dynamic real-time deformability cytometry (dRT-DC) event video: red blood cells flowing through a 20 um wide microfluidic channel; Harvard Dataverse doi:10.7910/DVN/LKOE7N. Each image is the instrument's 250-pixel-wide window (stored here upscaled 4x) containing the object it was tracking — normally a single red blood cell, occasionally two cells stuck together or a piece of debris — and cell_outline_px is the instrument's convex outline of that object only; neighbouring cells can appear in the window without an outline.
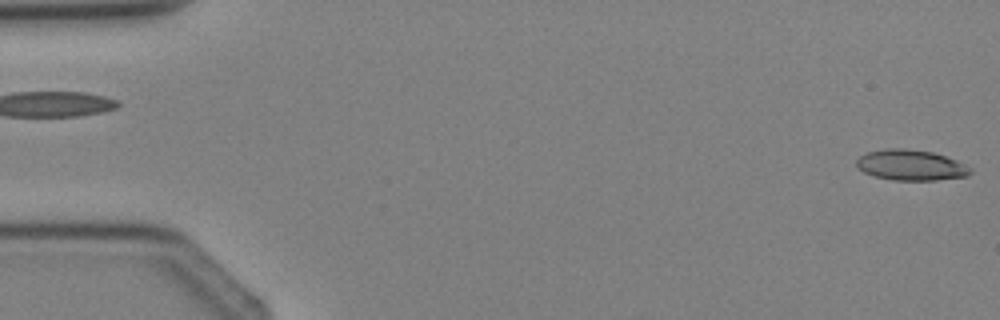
{"species": "Egyptian fruit bat (a non-hibernating species)", "species_latin": "Rousettus aegyptiacus", "temperature_condition": "cold", "stored_images_in_passage": 2, "segment_of_instrument_passage": [2, 2], "camera_frame_rate_fps": 3000, "um_per_image_px": 0.085, "animal": {"sex": "female"}, "frame": {"image": 1, "passage_image": 2, "time_ms": 1.333, "image_size_px": [1000, 320], "cell_outline_px": [[972, 172], [968, 176], [936, 180], [892, 180], [876, 176], [864, 172], [856, 164], [856, 160], [860, 156], [868, 152], [884, 148], [904, 148], [932, 152], [956, 160], [972, 168]], "centroid_in_image_um": [77.44, 14.03], "position_along_channel_um": 7.6, "area_um2": 20.23}}